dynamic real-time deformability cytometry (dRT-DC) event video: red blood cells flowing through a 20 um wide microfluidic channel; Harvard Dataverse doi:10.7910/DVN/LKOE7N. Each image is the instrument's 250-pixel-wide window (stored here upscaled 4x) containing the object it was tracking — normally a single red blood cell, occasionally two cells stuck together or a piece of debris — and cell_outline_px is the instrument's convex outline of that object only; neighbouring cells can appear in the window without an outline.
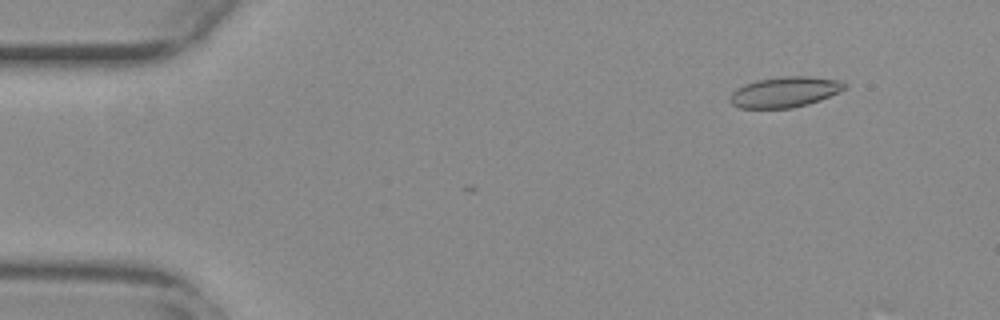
{"species": "common noctule bat (a hibernating species)", "species_latin": "Nyctalus noctula", "temperature_condition": "warm", "stored_images_in_passage": 6, "camera_frame_rate_fps": 3000, "um_per_image_px": 0.085, "animal": {"sex": "female", "body_mass_g": 29.2, "forearm_length_mm": 56.3}, "frame": {"image": 1, "passage_image": 6, "time_ms": 1.667, "image_size_px": [1000, 320], "cell_outline_px": [[844, 88], [820, 100], [808, 104], [792, 108], [740, 108], [732, 104], [728, 100], [728, 96], [736, 88], [744, 84], [756, 80], [780, 76], [808, 76], [840, 80], [844, 84]], "centroid_in_image_um": [66.62, 7.82], "position_along_channel_um": 18.4, "area_um2": 20.35}}